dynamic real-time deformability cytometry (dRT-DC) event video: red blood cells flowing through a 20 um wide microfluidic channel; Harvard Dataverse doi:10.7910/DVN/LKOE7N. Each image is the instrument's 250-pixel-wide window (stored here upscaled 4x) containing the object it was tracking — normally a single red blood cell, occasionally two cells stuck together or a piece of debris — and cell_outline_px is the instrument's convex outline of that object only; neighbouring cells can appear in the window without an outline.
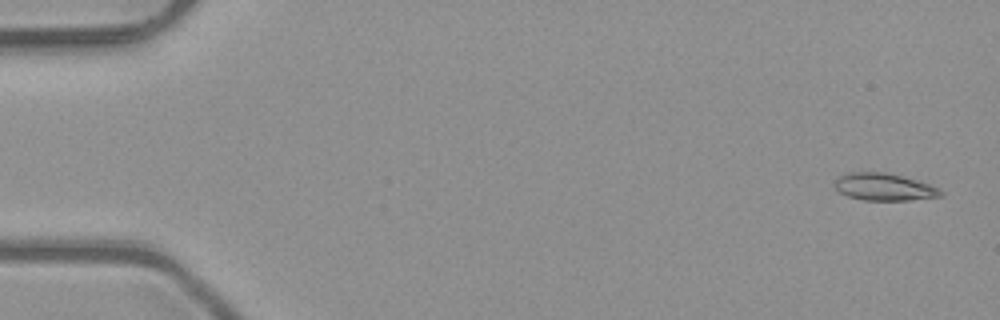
{"species": "common noctule bat (a hibernating species)", "species_latin": "Nyctalus noctula", "temperature_condition": "room temperature", "stored_images_in_passage": 5, "camera_frame_rate_fps": 3000, "um_per_image_px": 0.085, "animal": {"sex": "male", "body_mass_g": 23.1, "forearm_length_mm": 52.7}, "frame": {"image": 1, "passage_image": 1, "time_ms": 0.0, "image_size_px": [1000, 320], "cell_outline_px": [[944, 196], [908, 200], [864, 200], [848, 196], [840, 192], [836, 188], [836, 180], [840, 176], [848, 172], [884, 172], [916, 180], [928, 184], [944, 192]], "centroid_in_image_um": [75.16, 15.89], "position_along_channel_um": 9.8, "area_um2": 16.53}}